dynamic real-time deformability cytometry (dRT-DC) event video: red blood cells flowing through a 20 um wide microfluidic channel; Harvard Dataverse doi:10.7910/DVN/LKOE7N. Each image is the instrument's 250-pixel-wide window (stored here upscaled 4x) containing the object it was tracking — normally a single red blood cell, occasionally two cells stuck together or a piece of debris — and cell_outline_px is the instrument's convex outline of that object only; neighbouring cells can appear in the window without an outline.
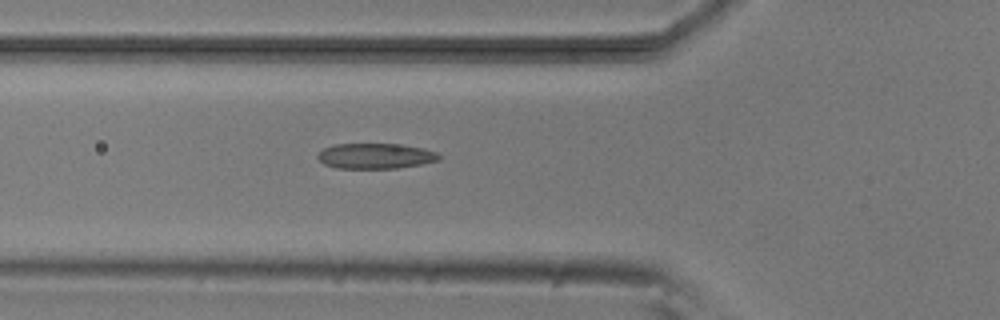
{"species": "common noctule bat (a hibernating species)", "species_latin": "Nyctalus noctula", "temperature_condition": "room temperature", "stored_images_in_passage": 36, "camera_frame_rate_fps": 3000, "um_per_image_px": 0.085, "animal": {"sex": "male", "body_mass_g": 20.5, "forearm_length_mm": 52.5}, "frame": {"image": 1, "passage_image": 2, "time_ms": 0.333, "image_size_px": [1000, 320], "cell_outline_px": [[440, 160], [420, 164], [396, 168], [336, 168], [324, 164], [316, 156], [324, 148], [336, 144], [404, 144], [424, 148], [436, 152], [440, 156]], "centroid_in_image_um": [31.93, 13.25], "position_along_channel_um": 93.9, "area_um2": 17.92}}
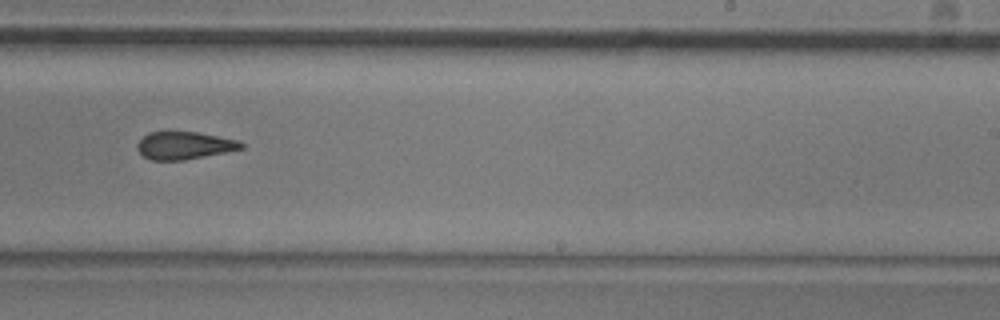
{"frame": {"image": 2, "passage_image": 16, "time_ms": 5.0, "image_size_px": [1000, 320], "cell_outline_px": [[244, 148], [184, 160], [152, 160], [144, 156], [136, 148], [136, 144], [148, 132], [196, 132], [236, 140], [244, 144]], "centroid_in_image_um": [15.63, 12.37], "position_along_channel_um": 273.4, "area_um2": 16.42}}
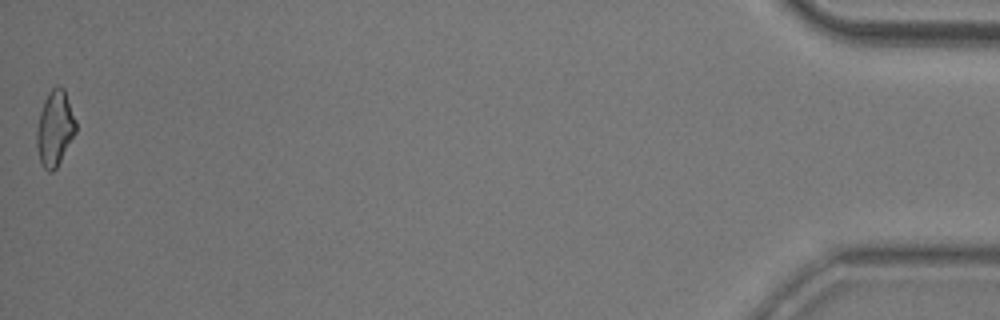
{"frame": {"image": 3, "passage_image": 36, "time_ms": 11.667, "image_size_px": [1000, 320], "cell_outline_px": [[76, 132], [56, 168], [52, 172], [48, 172], [44, 168], [40, 160], [36, 144], [36, 128], [40, 112], [44, 100], [48, 92], [56, 84], [64, 88], [76, 120]], "centroid_in_image_um": [4.66, 10.88], "position_along_channel_um": 430.5, "area_um2": 17.22}}